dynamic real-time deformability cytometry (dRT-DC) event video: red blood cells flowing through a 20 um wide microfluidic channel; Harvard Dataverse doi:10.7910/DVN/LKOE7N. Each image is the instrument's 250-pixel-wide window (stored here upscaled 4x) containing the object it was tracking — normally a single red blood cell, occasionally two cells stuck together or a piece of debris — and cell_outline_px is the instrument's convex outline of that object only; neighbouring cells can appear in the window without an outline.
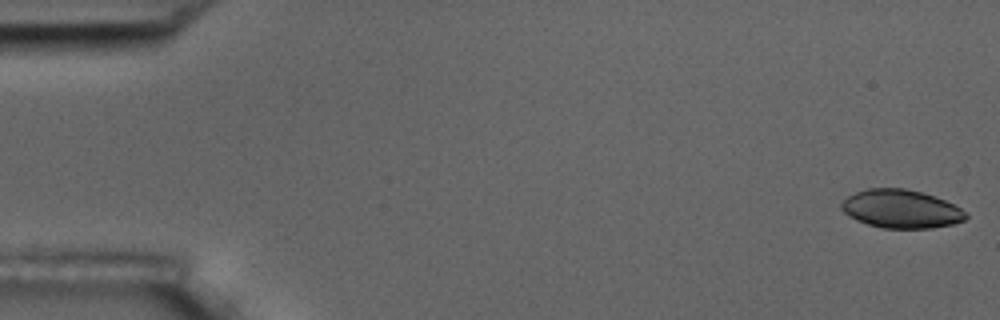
{"species": "common noctule bat (a hibernating species)", "species_latin": "Nyctalus noctula", "temperature_condition": "room temperature", "stored_images_in_passage": 11, "camera_frame_rate_fps": 3000, "um_per_image_px": 0.085, "animal": {"sex": "male", "body_mass_g": 17.5, "forearm_length_mm": 52.3}, "frame": {"image": 1, "passage_image": 1, "time_ms": 0.0, "image_size_px": [1000, 320], "cell_outline_px": [[968, 216], [964, 220], [952, 224], [932, 228], [880, 228], [856, 220], [848, 216], [840, 208], [840, 204], [848, 196], [856, 192], [868, 188], [904, 188], [920, 192], [944, 200], [960, 208]], "centroid_in_image_um": [76.55, 17.76], "position_along_channel_um": 8.5, "area_um2": 27.63}}